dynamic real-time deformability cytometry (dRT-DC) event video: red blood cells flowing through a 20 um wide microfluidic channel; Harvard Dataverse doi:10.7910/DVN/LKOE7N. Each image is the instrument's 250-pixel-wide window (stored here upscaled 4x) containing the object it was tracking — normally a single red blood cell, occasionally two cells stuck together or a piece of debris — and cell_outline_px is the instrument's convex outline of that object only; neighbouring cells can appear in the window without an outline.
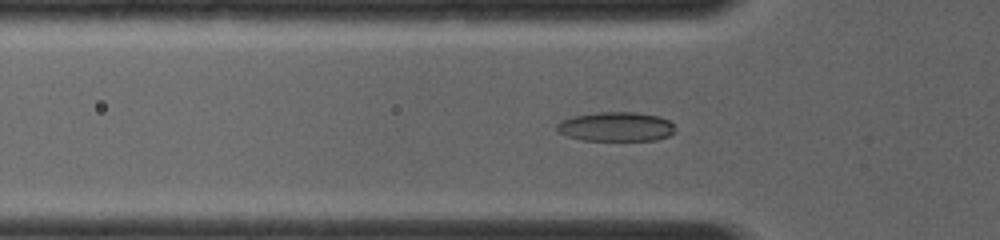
{"species": "common noctule bat (a hibernating species)", "species_latin": "Nyctalus noctula", "temperature_condition": "room temperature", "stored_images_in_passage": 14, "camera_frame_rate_fps": 4000, "um_per_image_px": 0.085, "animal": {"sex": "female", "body_mass_g": 19.0, "forearm_length_mm": 56.7}, "frame": {"image": 1, "passage_image": 10, "time_ms": 3.0, "image_size_px": [1000, 240], "cell_outline_px": [[672, 132], [668, 136], [656, 140], [584, 140], [568, 136], [560, 132], [556, 128], [556, 124], [572, 116], [596, 112], [636, 112], [660, 116], [668, 120], [672, 124]], "centroid_in_image_um": [52.35, 10.76], "position_along_channel_um": 73.5, "area_um2": 20.0}}
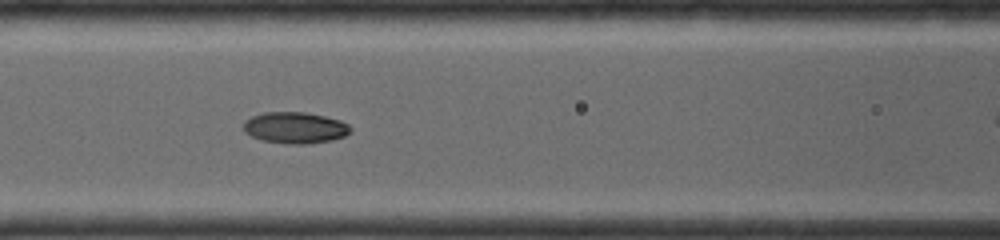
{"frame": {"image": 2, "passage_image": 12, "time_ms": 4.5, "image_size_px": [1000, 240], "cell_outline_px": [[352, 128], [344, 136], [328, 140], [300, 144], [264, 140], [252, 136], [244, 128], [244, 124], [252, 116], [264, 112], [304, 112], [324, 116], [340, 120], [348, 124]], "centroid_in_image_um": [25.11, 10.83], "position_along_channel_um": 141.5, "area_um2": 18.84}}